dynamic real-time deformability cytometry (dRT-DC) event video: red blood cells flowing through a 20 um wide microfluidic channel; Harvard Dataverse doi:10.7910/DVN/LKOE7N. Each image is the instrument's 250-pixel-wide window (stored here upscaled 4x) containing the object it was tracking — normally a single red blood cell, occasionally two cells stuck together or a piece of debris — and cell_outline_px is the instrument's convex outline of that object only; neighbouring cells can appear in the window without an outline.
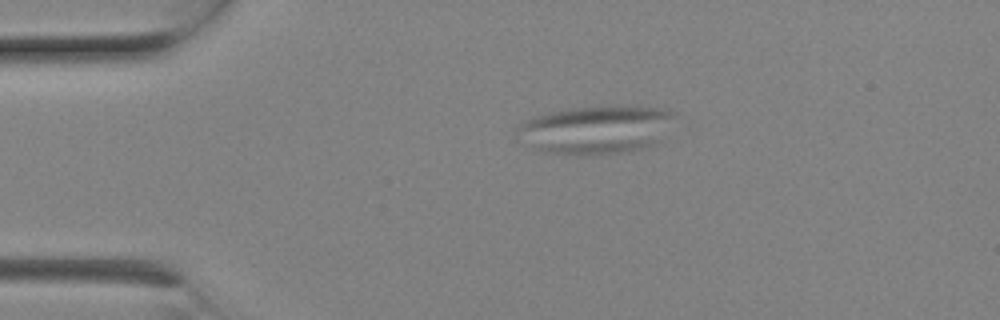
{"species": "Egyptian fruit bat (a non-hibernating species)", "species_latin": "Rousettus aegyptiacus", "temperature_condition": "room temperature", "stored_images_in_passage": 8, "camera_frame_rate_fps": 3000, "um_per_image_px": 0.085, "animal": {"sex": "female"}, "frame": {"image": 1, "passage_image": 5, "time_ms": 1.333, "image_size_px": [1000, 320], "cell_outline_px": [[676, 116], [660, 144], [632, 152], [596, 156], [580, 156], [544, 152], [520, 128], [520, 124], [524, 120], [548, 112], [576, 108], [620, 104], [636, 104], [664, 108], [676, 112]], "centroid_in_image_um": [50.96, 11.0], "position_along_channel_um": 34.0, "area_um2": 44.8}}
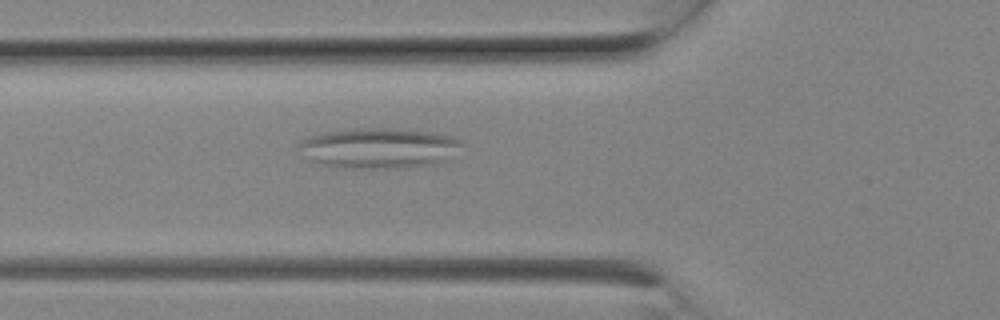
{"frame": {"image": 2, "passage_image": 8, "time_ms": 2.333, "image_size_px": [1000, 320], "cell_outline_px": [[464, 144], [452, 156], [436, 164], [408, 168], [340, 168], [316, 164], [308, 160], [304, 156], [300, 144], [304, 140], [312, 136], [328, 132], [372, 128], [384, 128], [428, 132], [452, 136], [460, 140]], "centroid_in_image_um": [32.24, 12.62], "position_along_channel_um": 93.6, "area_um2": 38.03}}